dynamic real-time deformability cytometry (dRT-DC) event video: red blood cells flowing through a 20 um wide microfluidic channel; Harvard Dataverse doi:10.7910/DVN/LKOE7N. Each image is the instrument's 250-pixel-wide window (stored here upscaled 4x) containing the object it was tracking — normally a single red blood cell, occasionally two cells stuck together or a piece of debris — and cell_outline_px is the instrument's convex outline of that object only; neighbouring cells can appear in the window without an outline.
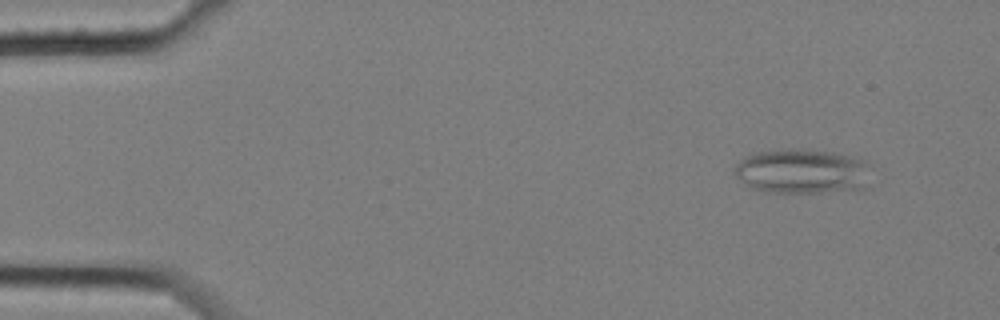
{"species": "common noctule bat (a hibernating species)", "species_latin": "Nyctalus noctula", "temperature_condition": "cold", "stored_images_in_passage": 6, "camera_frame_rate_fps": 3000, "um_per_image_px": 0.085, "animal": {"sex": "female", "body_mass_g": 25.1}, "frame": {"image": 1, "passage_image": 2, "time_ms": 0.333, "image_size_px": [1000, 320], "cell_outline_px": [[872, 188], [820, 192], [776, 192], [752, 188], [736, 176], [736, 164], [748, 156], [756, 152], [792, 148], [832, 152], [864, 160], [868, 164]], "centroid_in_image_um": [68.28, 14.57], "position_along_channel_um": 16.7, "area_um2": 35.43}}